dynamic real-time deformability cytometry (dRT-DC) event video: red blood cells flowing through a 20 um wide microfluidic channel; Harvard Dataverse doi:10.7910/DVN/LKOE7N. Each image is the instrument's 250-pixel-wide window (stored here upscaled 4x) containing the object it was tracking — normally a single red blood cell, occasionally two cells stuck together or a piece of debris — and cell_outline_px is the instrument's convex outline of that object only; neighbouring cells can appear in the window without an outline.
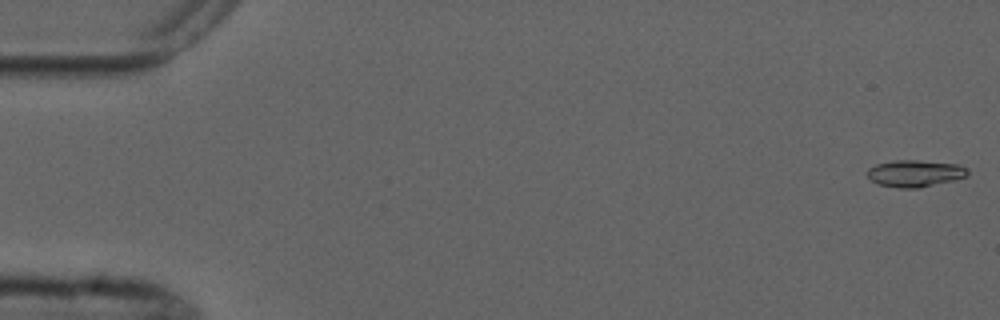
{"species": "common noctule bat (a hibernating species)", "species_latin": "Nyctalus noctula", "temperature_condition": "cold", "stored_images_in_passage": 6, "camera_frame_rate_fps": 3000, "um_per_image_px": 0.085, "animal": {"sex": "male", "forearm_length_mm": 52.5}, "frame": {"image": 1, "passage_image": 1, "time_ms": 0.0, "image_size_px": [1000, 320], "cell_outline_px": [[968, 176], [956, 180], [916, 188], [900, 188], [880, 184], [872, 180], [868, 176], [868, 168], [876, 164], [896, 160], [916, 160], [960, 164], [968, 168]], "centroid_in_image_um": [77.83, 14.73], "position_along_channel_um": 7.2, "area_um2": 15.66}}
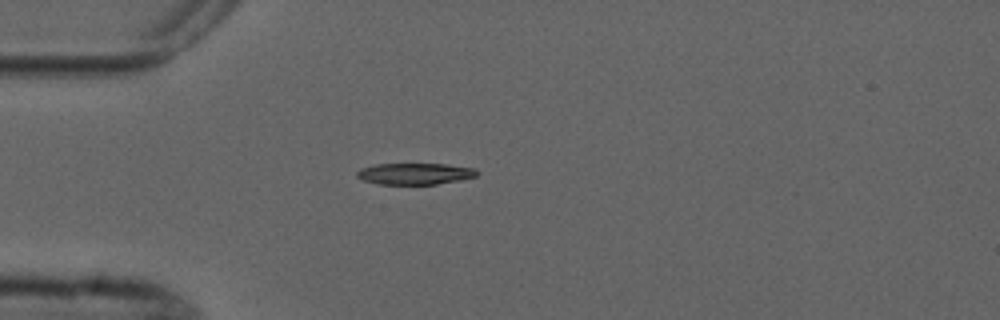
{"frame": {"image": 2, "passage_image": 5, "time_ms": 4.667, "image_size_px": [1000, 320], "cell_outline_px": [[480, 172], [476, 176], [460, 180], [436, 184], [376, 184], [364, 180], [356, 176], [356, 172], [360, 168], [376, 164], [444, 164], [476, 168]], "centroid_in_image_um": [35.27, 14.76], "position_along_channel_um": 49.7, "area_um2": 15.03}}